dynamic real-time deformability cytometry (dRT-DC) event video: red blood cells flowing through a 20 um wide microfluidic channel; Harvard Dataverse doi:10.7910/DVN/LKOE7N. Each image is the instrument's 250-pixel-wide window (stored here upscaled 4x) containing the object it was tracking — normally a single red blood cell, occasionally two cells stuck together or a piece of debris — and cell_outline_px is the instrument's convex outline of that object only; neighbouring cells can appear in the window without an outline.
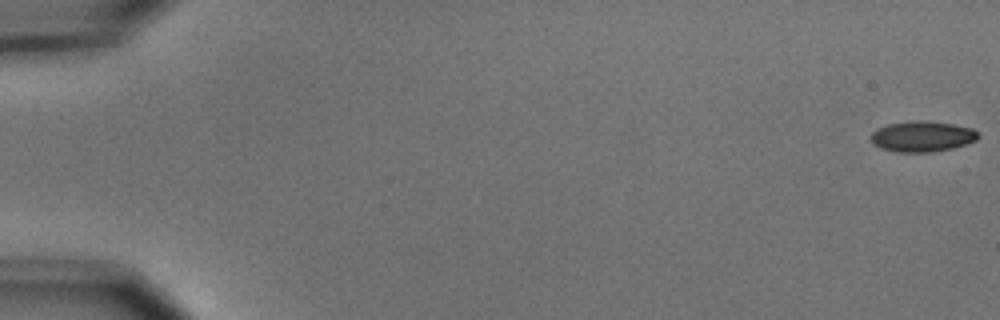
{"species": "common noctule bat (a hibernating species)", "species_latin": "Nyctalus noctula", "temperature_condition": "cold", "stored_images_in_passage": 56, "camera_frame_rate_fps": 3000, "um_per_image_px": 0.085, "animal": {"sex": "male", "body_mass_g": 15.6}, "frame": {"image": 1, "passage_image": 1, "time_ms": 0.0, "image_size_px": [1000, 320], "cell_outline_px": [[980, 132], [976, 140], [952, 148], [932, 152], [896, 152], [884, 148], [876, 144], [872, 140], [872, 132], [876, 128], [888, 124], [916, 120], [924, 120], [952, 124], [972, 128]], "centroid_in_image_um": [78.42, 11.58], "position_along_channel_um": 6.6, "area_um2": 18.96}}
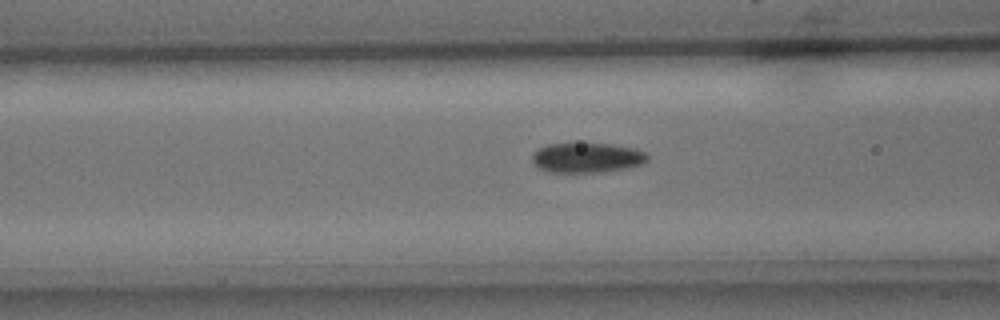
{"frame": {"image": 2, "passage_image": 23, "time_ms": 7.333, "image_size_px": [1000, 320], "cell_outline_px": [[648, 160], [640, 164], [628, 168], [604, 172], [552, 172], [540, 168], [532, 160], [532, 156], [540, 148], [548, 144], [612, 144], [636, 148], [648, 152]], "centroid_in_image_um": [49.97, 13.4], "position_along_channel_um": 116.6, "area_um2": 19.94}}
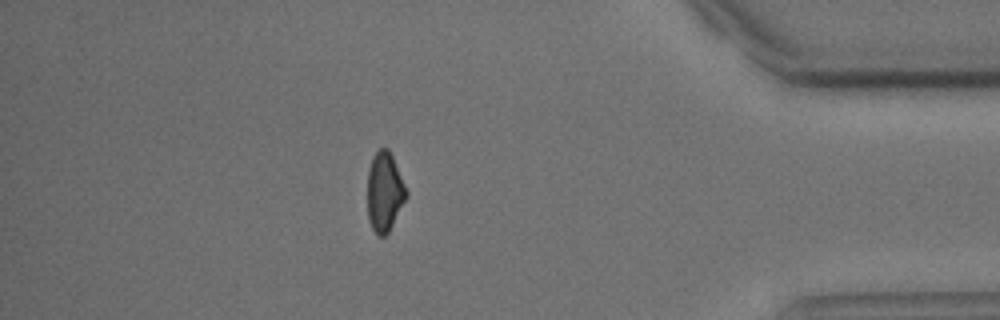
{"frame": {"image": 3, "passage_image": 49, "time_ms": 16.0, "image_size_px": [1000, 320], "cell_outline_px": [[408, 196], [388, 232], [384, 236], [380, 236], [372, 228], [368, 220], [368, 168], [372, 156], [380, 148], [388, 148], [392, 156], [408, 192]], "centroid_in_image_um": [32.68, 16.29], "position_along_channel_um": 402.5, "area_um2": 17.86}, "authors_computed_cell_mechanics": {"area_um2": 19.5364, "velocity_mm_per_s": 3.6888, "shape_relaxation_time_tau1_ms": 2.8198, "shape_relaxation_time_tau2_ms": null, "deformation_change_tau1": 0.0866, "deformation_change_tau2": null}}